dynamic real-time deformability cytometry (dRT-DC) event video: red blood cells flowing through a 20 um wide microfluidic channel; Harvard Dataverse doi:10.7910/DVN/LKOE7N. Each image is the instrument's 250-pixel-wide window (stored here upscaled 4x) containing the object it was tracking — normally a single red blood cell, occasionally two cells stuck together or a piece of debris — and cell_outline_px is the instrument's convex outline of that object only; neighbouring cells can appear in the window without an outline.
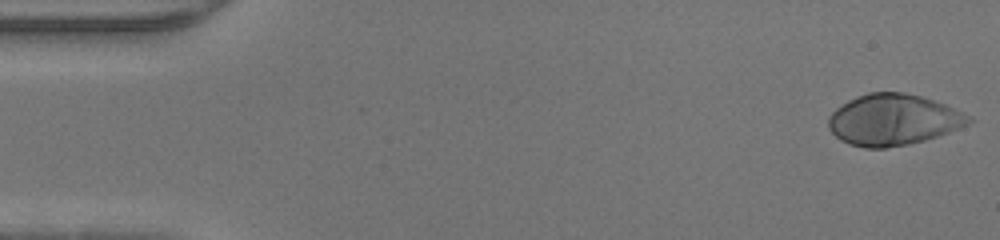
{"species": "human", "species_latin": "Homo sapiens", "temperature_condition": "warm", "stored_images_in_passage": 46, "camera_frame_rate_fps": 3000, "um_per_image_px": 0.085, "donor": {"sex": "male"}, "frame": {"image": 1, "passage_image": 1, "time_ms": 0.0, "image_size_px": [1000, 240], "cell_outline_px": [[976, 120], [968, 124], [948, 132], [924, 140], [908, 144], [884, 148], [864, 148], [848, 144], [840, 140], [828, 128], [828, 116], [836, 108], [848, 100], [856, 96], [868, 92], [904, 92], [920, 96], [944, 104], [972, 116]], "centroid_in_image_um": [75.9, 10.18], "position_along_channel_um": 9.1, "area_um2": 41.85}}
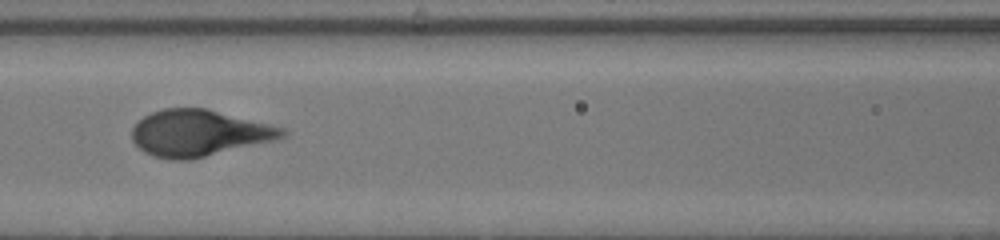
{"frame": {"image": 2, "passage_image": 20, "time_ms": 6.333, "image_size_px": [1000, 240], "cell_outline_px": [[288, 136], [272, 140], [188, 160], [172, 160], [152, 156], [144, 152], [132, 140], [132, 128], [144, 116], [152, 112], [164, 108], [204, 108], [284, 128], [288, 132]], "centroid_in_image_um": [16.87, 11.31], "position_along_channel_um": 149.7, "area_um2": 40.0}}
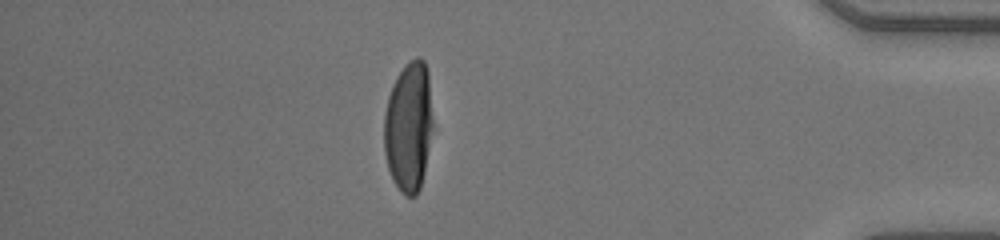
{"frame": {"image": 3, "passage_image": 40, "time_ms": 13.0, "image_size_px": [1000, 240], "cell_outline_px": [[432, 128], [424, 172], [420, 188], [416, 196], [404, 196], [400, 192], [392, 180], [388, 168], [384, 152], [384, 112], [388, 96], [396, 76], [404, 64], [408, 60], [416, 56], [420, 56], [424, 60], [428, 72], [432, 120]], "centroid_in_image_um": [34.71, 10.75], "position_along_channel_um": 400.5, "area_um2": 37.28}}